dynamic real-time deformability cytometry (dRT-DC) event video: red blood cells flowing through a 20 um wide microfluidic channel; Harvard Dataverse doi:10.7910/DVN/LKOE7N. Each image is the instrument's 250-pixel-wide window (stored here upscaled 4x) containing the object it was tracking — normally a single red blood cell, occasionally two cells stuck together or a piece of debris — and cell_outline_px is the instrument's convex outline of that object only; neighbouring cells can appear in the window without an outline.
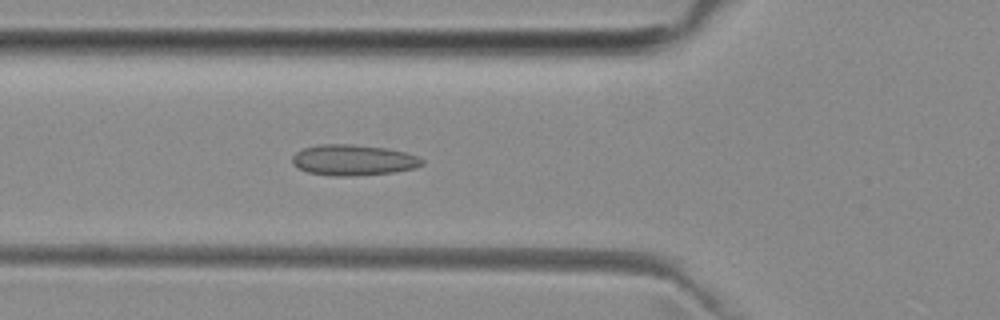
{"species": "common noctule bat (a hibernating species)", "species_latin": "Nyctalus noctula", "temperature_condition": "room temperature", "stored_images_in_passage": 43, "camera_frame_rate_fps": 3000, "um_per_image_px": 0.085, "animal": {"sex": "female", "body_mass_g": 29.2, "forearm_length_mm": 56.3}, "frame": {"image": 1, "passage_image": 10, "time_ms": 3.0, "image_size_px": [1000, 320], "cell_outline_px": [[424, 164], [416, 168], [396, 172], [352, 176], [332, 176], [308, 172], [296, 168], [292, 164], [292, 156], [296, 152], [304, 148], [316, 144], [352, 144], [388, 148], [420, 156], [424, 160]], "centroid_in_image_um": [30.04, 13.6], "position_along_channel_um": 95.8, "area_um2": 23.7}}
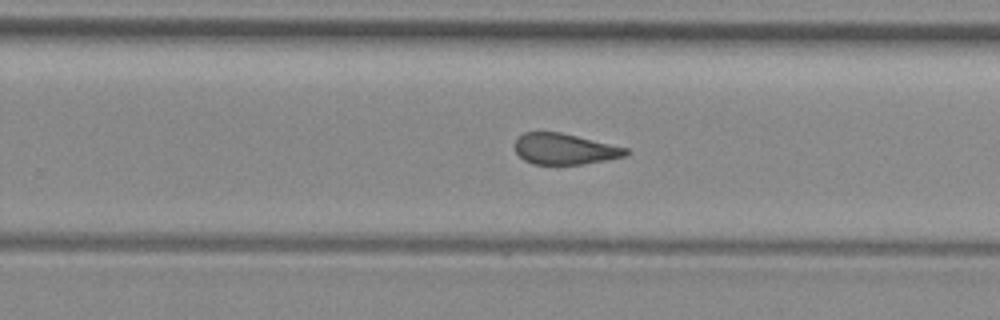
{"frame": {"image": 2, "passage_image": 24, "time_ms": 7.667, "image_size_px": [1000, 320], "cell_outline_px": [[632, 152], [624, 156], [584, 164], [532, 164], [524, 160], [516, 152], [516, 136], [524, 132], [560, 132], [628, 148]], "centroid_in_image_um": [47.98, 12.66], "position_along_channel_um": 281.8, "area_um2": 19.94}}
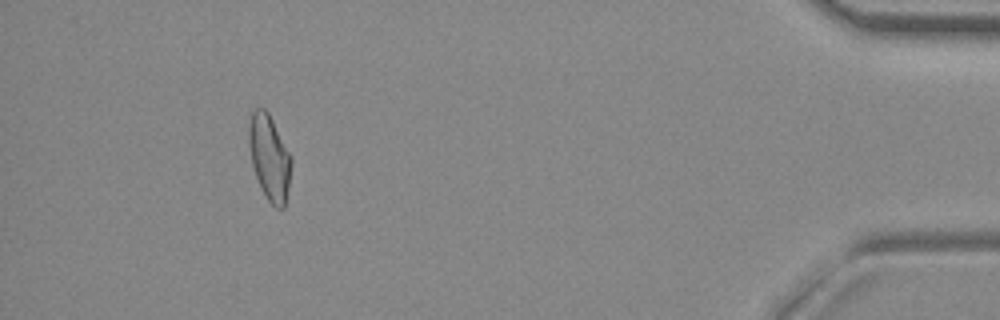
{"frame": {"image": 3, "passage_image": 39, "time_ms": 12.667, "image_size_px": [1000, 320], "cell_outline_px": [[292, 164], [288, 188], [284, 208], [276, 208], [268, 200], [256, 176], [252, 164], [248, 144], [248, 124], [252, 112], [256, 108], [264, 108], [268, 112], [292, 156]], "centroid_in_image_um": [22.9, 13.35], "position_along_channel_um": 412.3, "area_um2": 21.04}, "authors_computed_cell_mechanics": {"area_um2": 21.4438, "velocity_mm_per_s": 3.9813, "shape_relaxation_time_tau1_ms": null, "shape_relaxation_time_tau2_ms": 1.7967, "deformation_change_tau1": null, "deformation_change_tau2": 0.1043}}